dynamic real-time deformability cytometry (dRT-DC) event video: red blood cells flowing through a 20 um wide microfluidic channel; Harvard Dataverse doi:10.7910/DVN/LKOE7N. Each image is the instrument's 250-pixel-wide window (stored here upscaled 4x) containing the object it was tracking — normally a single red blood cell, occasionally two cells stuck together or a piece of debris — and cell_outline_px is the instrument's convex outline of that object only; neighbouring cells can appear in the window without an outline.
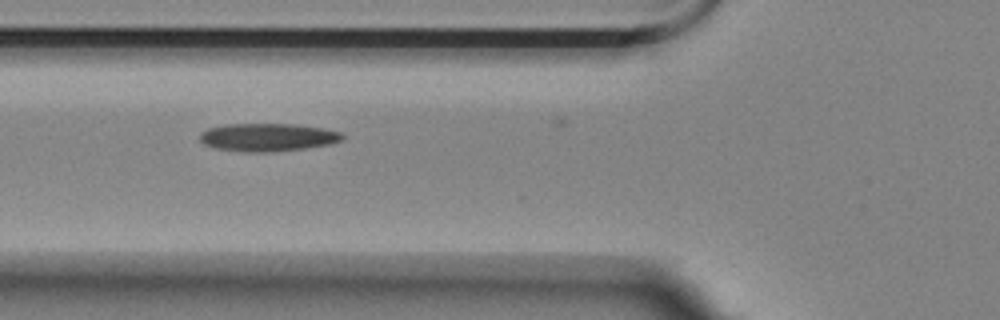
{"species": "Egyptian fruit bat (a non-hibernating species)", "species_latin": "Rousettus aegyptiacus", "temperature_condition": "room temperature", "stored_images_in_passage": 25, "camera_frame_rate_fps": 3000, "um_per_image_px": 0.085, "animal": {"sex": "female"}, "frame": {"image": 1, "passage_image": 2, "time_ms": 0.333, "image_size_px": [1000, 320], "cell_outline_px": [[344, 140], [332, 144], [308, 148], [272, 152], [244, 152], [216, 148], [204, 144], [200, 140], [200, 132], [208, 128], [224, 124], [296, 124], [324, 128], [340, 132], [344, 136]], "centroid_in_image_um": [22.79, 11.67], "position_along_channel_um": 103.0, "area_um2": 23.52}}
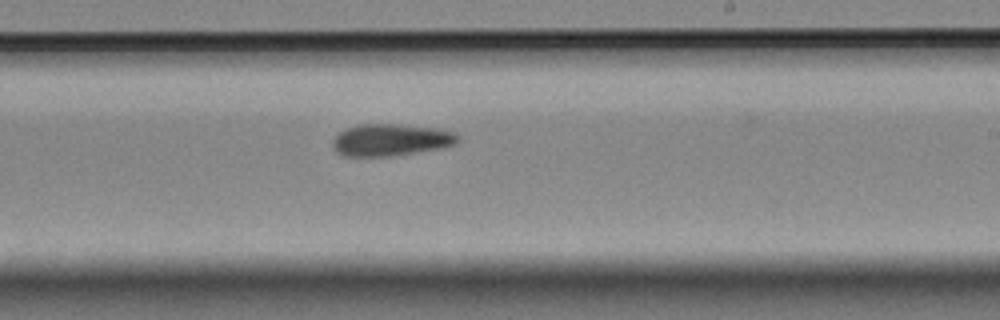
{"frame": {"image": 2, "passage_image": 15, "time_ms": 4.667, "image_size_px": [1000, 320], "cell_outline_px": [[460, 140], [456, 144], [444, 148], [388, 156], [340, 156], [332, 148], [332, 140], [340, 132], [348, 128], [360, 124], [400, 124], [436, 128], [452, 132], [460, 136]], "centroid_in_image_um": [33.22, 11.9], "position_along_channel_um": 255.8, "area_um2": 23.47}}
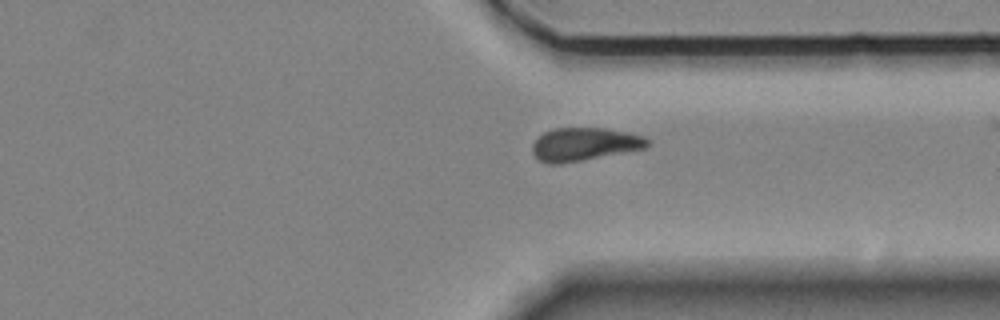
{"frame": {"image": 3, "passage_image": 24, "time_ms": 7.667, "image_size_px": [1000, 320], "cell_outline_px": [[652, 144], [648, 148], [560, 164], [548, 164], [540, 160], [532, 152], [532, 144], [544, 132], [552, 128], [604, 128], [628, 132], [644, 136]], "centroid_in_image_um": [49.71, 12.26], "position_along_channel_um": 361.7, "area_um2": 22.31}}